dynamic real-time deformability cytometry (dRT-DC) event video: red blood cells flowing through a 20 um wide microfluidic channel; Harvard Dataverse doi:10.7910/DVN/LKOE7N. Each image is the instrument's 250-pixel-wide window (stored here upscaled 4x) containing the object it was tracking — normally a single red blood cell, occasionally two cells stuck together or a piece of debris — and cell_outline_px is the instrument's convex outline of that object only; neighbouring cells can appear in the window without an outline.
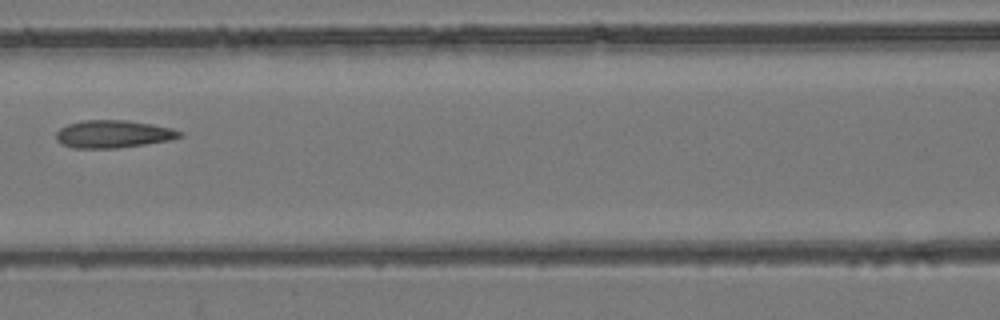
{"species": "common noctule bat (a hibernating species)", "species_latin": "Nyctalus noctula", "temperature_condition": "room temperature", "stored_images_in_passage": 10, "camera_frame_rate_fps": 3000, "um_per_image_px": 0.085, "animal": {"sex": "female", "body_mass_g": 24.6, "forearm_length_mm": 56.2}, "frame": {"image": 1, "passage_image": 7, "time_ms": 8.0, "image_size_px": [1000, 320], "cell_outline_px": [[184, 136], [168, 140], [144, 144], [116, 148], [72, 148], [60, 144], [56, 140], [56, 132], [60, 128], [68, 124], [80, 120], [124, 120], [152, 124], [172, 128], [184, 132]], "centroid_in_image_um": [9.6, 11.39], "position_along_channel_um": 157.0, "area_um2": 20.0}}
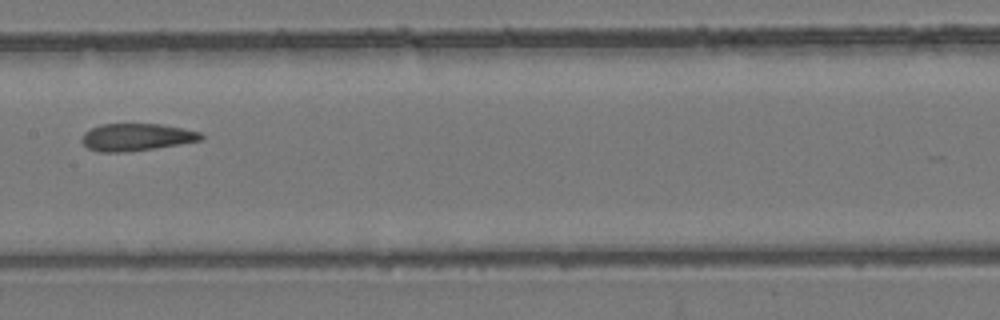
{"frame": {"image": 2, "passage_image": 8, "time_ms": 9.0, "image_size_px": [1000, 320], "cell_outline_px": [[204, 140], [152, 148], [124, 152], [100, 152], [88, 148], [80, 140], [84, 132], [100, 124], [160, 124], [184, 128], [200, 132], [204, 136]], "centroid_in_image_um": [11.6, 11.65], "position_along_channel_um": 195.8, "area_um2": 18.9}}
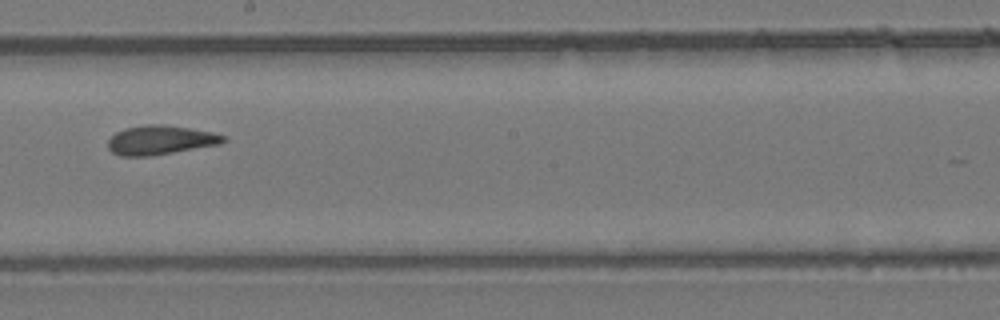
{"frame": {"image": 3, "passage_image": 9, "time_ms": 10.0, "image_size_px": [1000, 320], "cell_outline_px": [[228, 140], [220, 144], [152, 156], [120, 156], [112, 152], [108, 148], [108, 140], [116, 132], [124, 128], [148, 124], [164, 124], [212, 132], [224, 136]], "centroid_in_image_um": [13.62, 11.91], "position_along_channel_um": 234.6, "area_um2": 19.65}}